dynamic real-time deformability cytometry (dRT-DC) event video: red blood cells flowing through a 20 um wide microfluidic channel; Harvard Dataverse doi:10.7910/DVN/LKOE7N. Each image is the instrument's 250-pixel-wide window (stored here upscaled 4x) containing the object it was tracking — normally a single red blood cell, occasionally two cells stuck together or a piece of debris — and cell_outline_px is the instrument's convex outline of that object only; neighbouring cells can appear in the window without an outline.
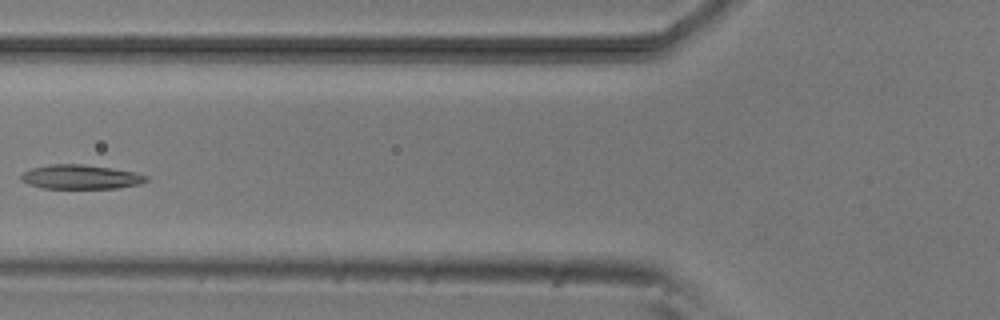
{"species": "common noctule bat (a hibernating species)", "species_latin": "Nyctalus noctula", "temperature_condition": "room temperature", "stored_images_in_passage": 6, "camera_frame_rate_fps": 3000, "um_per_image_px": 0.085, "animal": {"sex": "male", "body_mass_g": 20.5, "forearm_length_mm": 52.5}, "frame": {"image": 1, "passage_image": 5, "time_ms": 4.667, "image_size_px": [1000, 320], "cell_outline_px": [[152, 180], [140, 184], [116, 188], [44, 188], [28, 184], [20, 180], [20, 176], [24, 172], [32, 168], [48, 164], [80, 164], [112, 168], [136, 172], [148, 176]], "centroid_in_image_um": [6.9, 15.04], "position_along_channel_um": 118.9, "area_um2": 17.8}}
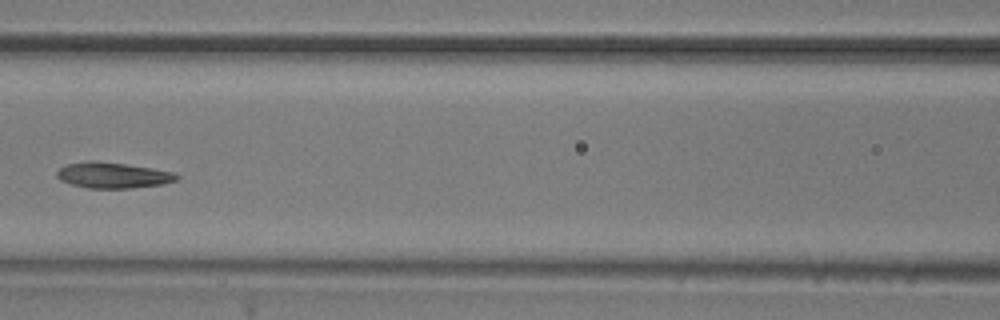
{"frame": {"image": 2, "passage_image": 6, "time_ms": 5.667, "image_size_px": [1000, 320], "cell_outline_px": [[180, 176], [176, 180], [164, 184], [128, 188], [88, 188], [72, 184], [60, 180], [56, 176], [56, 172], [60, 168], [68, 164], [88, 160], [96, 160], [152, 168], [172, 172]], "centroid_in_image_um": [9.57, 14.89], "position_along_channel_um": 157.0, "area_um2": 17.92}}